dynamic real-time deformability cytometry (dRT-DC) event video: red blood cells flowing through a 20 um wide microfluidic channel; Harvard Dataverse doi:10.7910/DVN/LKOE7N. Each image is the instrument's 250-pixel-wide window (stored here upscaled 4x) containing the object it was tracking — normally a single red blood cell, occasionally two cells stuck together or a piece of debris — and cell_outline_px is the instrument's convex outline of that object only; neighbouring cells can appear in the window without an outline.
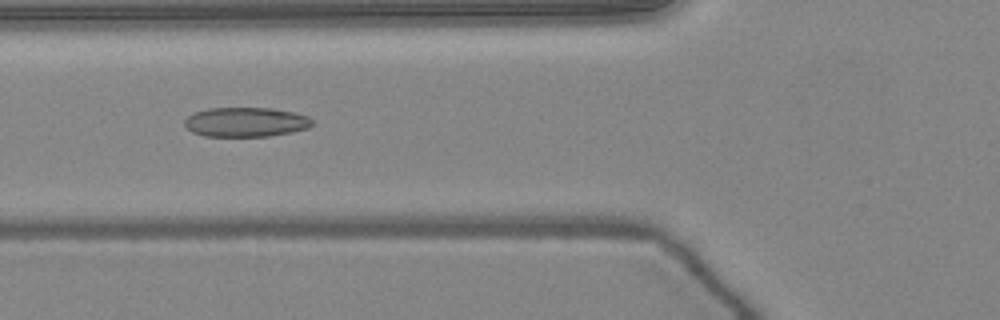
{"species": "common noctule bat (a hibernating species)", "species_latin": "Nyctalus noctula", "temperature_condition": "warm", "stored_images_in_passage": 46, "camera_frame_rate_fps": 3000, "um_per_image_px": 0.085, "animal": {"sex": "female", "body_mass_g": 24.6, "forearm_length_mm": 56.2}, "frame": {"image": 1, "passage_image": 14, "time_ms": 4.333, "image_size_px": [1000, 320], "cell_outline_px": [[312, 124], [308, 128], [292, 132], [268, 136], [204, 136], [192, 132], [184, 124], [184, 120], [188, 116], [196, 112], [208, 108], [272, 108], [292, 112], [308, 116], [312, 120]], "centroid_in_image_um": [20.89, 10.37], "position_along_channel_um": 104.9, "area_um2": 21.85}}
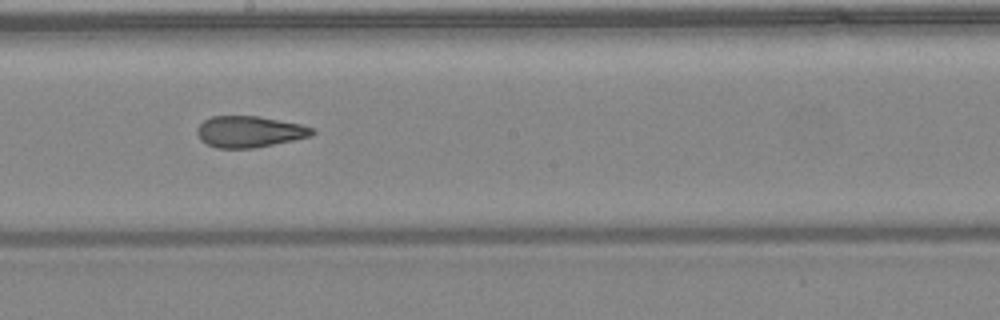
{"frame": {"image": 2, "passage_image": 23, "time_ms": 7.333, "image_size_px": [1000, 320], "cell_outline_px": [[316, 132], [312, 136], [256, 148], [216, 148], [200, 140], [196, 132], [200, 124], [204, 120], [212, 116], [260, 116], [300, 124], [312, 128]], "centroid_in_image_um": [21.2, 11.19], "position_along_channel_um": 227.0, "area_um2": 21.04}}
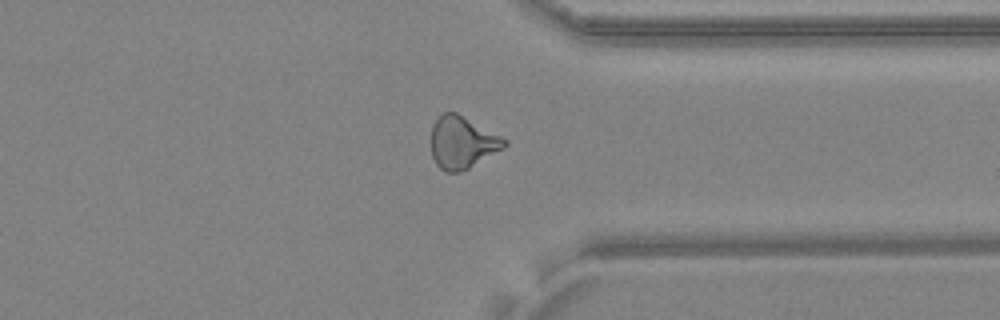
{"frame": {"image": 3, "passage_image": 34, "time_ms": 11.0, "image_size_px": [1000, 320], "cell_outline_px": [[508, 144], [504, 148], [468, 168], [460, 172], [444, 172], [436, 164], [432, 156], [432, 124], [444, 112], [456, 112], [508, 140]], "centroid_in_image_um": [39.29, 12.12], "position_along_channel_um": 372.1, "area_um2": 22.08}, "authors_computed_cell_mechanics": {"area_um2": 22.0218, "velocity_mm_per_s": 4.0561, "shape_relaxation_time_tau1_ms": null, "shape_relaxation_time_tau2_ms": 2.4409, "deformation_change_tau1": null, "deformation_change_tau2": 0.1044}}